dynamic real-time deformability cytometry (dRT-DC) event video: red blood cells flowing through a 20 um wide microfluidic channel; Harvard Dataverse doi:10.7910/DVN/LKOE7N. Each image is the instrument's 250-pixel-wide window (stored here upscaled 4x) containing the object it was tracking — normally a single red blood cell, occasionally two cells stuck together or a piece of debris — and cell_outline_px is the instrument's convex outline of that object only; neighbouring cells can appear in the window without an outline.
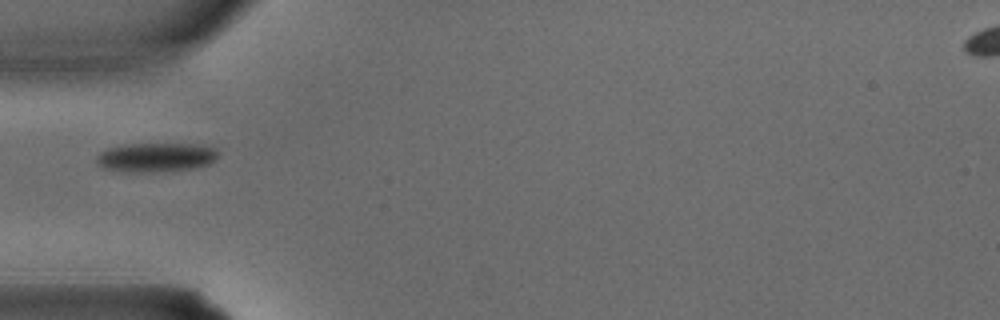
{"species": "common noctule bat (a hibernating species)", "species_latin": "Nyctalus noctula", "temperature_condition": "warm", "stored_images_in_passage": 3, "camera_frame_rate_fps": 3000, "um_per_image_px": 0.085, "animal": {"sex": "male", "body_mass_g": 15.6}, "frame": {"image": 1, "passage_image": 3, "time_ms": 0.667, "image_size_px": [1000, 320], "cell_outline_px": [[220, 152], [216, 160], [208, 164], [192, 168], [172, 172], [124, 172], [100, 168], [96, 164], [96, 156], [100, 152], [108, 148], [128, 144], [200, 144], [216, 148]], "centroid_in_image_um": [13.26, 13.39], "position_along_channel_um": 71.7, "area_um2": 21.21}}